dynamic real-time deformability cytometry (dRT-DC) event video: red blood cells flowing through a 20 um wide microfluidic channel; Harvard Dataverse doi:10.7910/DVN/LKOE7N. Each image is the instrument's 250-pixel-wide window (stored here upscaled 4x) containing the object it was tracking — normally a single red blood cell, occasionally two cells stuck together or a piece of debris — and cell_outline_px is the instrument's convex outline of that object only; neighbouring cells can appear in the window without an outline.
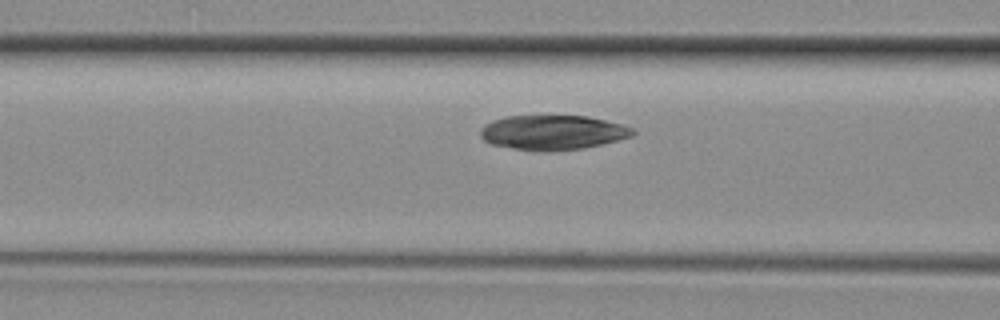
{"species": "common noctule bat (a hibernating species)", "species_latin": "Nyctalus noctula", "temperature_condition": "room temperature", "stored_images_in_passage": 9, "camera_frame_rate_fps": 3000, "um_per_image_px": 0.085, "animal": {"sex": "female", "body_mass_g": 29.2, "forearm_length_mm": 56.3}, "frame": {"image": 1, "passage_image": 7, "time_ms": 2.0, "image_size_px": [1000, 320], "cell_outline_px": [[636, 132], [632, 136], [584, 148], [548, 152], [540, 152], [512, 148], [492, 144], [484, 140], [480, 136], [480, 128], [484, 124], [492, 120], [504, 116], [588, 116], [620, 124], [632, 128]], "centroid_in_image_um": [46.93, 11.26], "position_along_channel_um": 119.7, "area_um2": 30.81}}